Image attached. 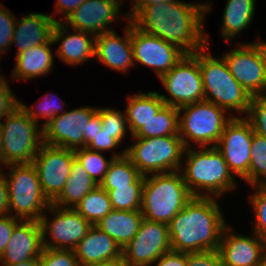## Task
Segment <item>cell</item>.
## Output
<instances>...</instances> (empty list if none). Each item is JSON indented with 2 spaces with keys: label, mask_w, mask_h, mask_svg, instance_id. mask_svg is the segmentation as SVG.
I'll return each instance as SVG.
<instances>
[{
  "label": "cell",
  "mask_w": 266,
  "mask_h": 266,
  "mask_svg": "<svg viewBox=\"0 0 266 266\" xmlns=\"http://www.w3.org/2000/svg\"><path fill=\"white\" fill-rule=\"evenodd\" d=\"M20 219L15 218L13 215L6 214L0 217V256L4 252L15 225Z\"/></svg>",
  "instance_id": "cell-44"
},
{
  "label": "cell",
  "mask_w": 266,
  "mask_h": 266,
  "mask_svg": "<svg viewBox=\"0 0 266 266\" xmlns=\"http://www.w3.org/2000/svg\"><path fill=\"white\" fill-rule=\"evenodd\" d=\"M68 27L63 22H56L52 30L53 43L60 42L54 56L58 57L61 62L67 65H81L82 63L95 57V38L94 34L74 30L70 34ZM69 33V34H68Z\"/></svg>",
  "instance_id": "cell-22"
},
{
  "label": "cell",
  "mask_w": 266,
  "mask_h": 266,
  "mask_svg": "<svg viewBox=\"0 0 266 266\" xmlns=\"http://www.w3.org/2000/svg\"><path fill=\"white\" fill-rule=\"evenodd\" d=\"M0 3V55L11 47L16 17Z\"/></svg>",
  "instance_id": "cell-41"
},
{
  "label": "cell",
  "mask_w": 266,
  "mask_h": 266,
  "mask_svg": "<svg viewBox=\"0 0 266 266\" xmlns=\"http://www.w3.org/2000/svg\"><path fill=\"white\" fill-rule=\"evenodd\" d=\"M124 37L116 32L101 33L95 38V58L101 64L118 72H127L134 67L133 46L131 43V22L125 27Z\"/></svg>",
  "instance_id": "cell-21"
},
{
  "label": "cell",
  "mask_w": 266,
  "mask_h": 266,
  "mask_svg": "<svg viewBox=\"0 0 266 266\" xmlns=\"http://www.w3.org/2000/svg\"><path fill=\"white\" fill-rule=\"evenodd\" d=\"M120 144L108 134L106 131L100 130L95 135V139L91 141L86 147L92 151L105 152L112 150Z\"/></svg>",
  "instance_id": "cell-45"
},
{
  "label": "cell",
  "mask_w": 266,
  "mask_h": 266,
  "mask_svg": "<svg viewBox=\"0 0 266 266\" xmlns=\"http://www.w3.org/2000/svg\"><path fill=\"white\" fill-rule=\"evenodd\" d=\"M91 225H96L111 210V202L106 190L97 185L74 207Z\"/></svg>",
  "instance_id": "cell-32"
},
{
  "label": "cell",
  "mask_w": 266,
  "mask_h": 266,
  "mask_svg": "<svg viewBox=\"0 0 266 266\" xmlns=\"http://www.w3.org/2000/svg\"><path fill=\"white\" fill-rule=\"evenodd\" d=\"M259 266H266V258L260 263Z\"/></svg>",
  "instance_id": "cell-55"
},
{
  "label": "cell",
  "mask_w": 266,
  "mask_h": 266,
  "mask_svg": "<svg viewBox=\"0 0 266 266\" xmlns=\"http://www.w3.org/2000/svg\"><path fill=\"white\" fill-rule=\"evenodd\" d=\"M1 150H2V131H1V125H0V160H1Z\"/></svg>",
  "instance_id": "cell-54"
},
{
  "label": "cell",
  "mask_w": 266,
  "mask_h": 266,
  "mask_svg": "<svg viewBox=\"0 0 266 266\" xmlns=\"http://www.w3.org/2000/svg\"><path fill=\"white\" fill-rule=\"evenodd\" d=\"M248 183L266 184V138L253 131Z\"/></svg>",
  "instance_id": "cell-35"
},
{
  "label": "cell",
  "mask_w": 266,
  "mask_h": 266,
  "mask_svg": "<svg viewBox=\"0 0 266 266\" xmlns=\"http://www.w3.org/2000/svg\"><path fill=\"white\" fill-rule=\"evenodd\" d=\"M179 137L185 148L190 140L200 147H215L227 123L233 118L226 110L208 101H199L178 108ZM184 114L181 115V113Z\"/></svg>",
  "instance_id": "cell-8"
},
{
  "label": "cell",
  "mask_w": 266,
  "mask_h": 266,
  "mask_svg": "<svg viewBox=\"0 0 266 266\" xmlns=\"http://www.w3.org/2000/svg\"><path fill=\"white\" fill-rule=\"evenodd\" d=\"M231 75L251 96L266 94V64L255 42L239 44L222 56Z\"/></svg>",
  "instance_id": "cell-12"
},
{
  "label": "cell",
  "mask_w": 266,
  "mask_h": 266,
  "mask_svg": "<svg viewBox=\"0 0 266 266\" xmlns=\"http://www.w3.org/2000/svg\"><path fill=\"white\" fill-rule=\"evenodd\" d=\"M177 0H132V7L130 12L124 17L127 18L128 21H131L144 7L159 4V3H168Z\"/></svg>",
  "instance_id": "cell-47"
},
{
  "label": "cell",
  "mask_w": 266,
  "mask_h": 266,
  "mask_svg": "<svg viewBox=\"0 0 266 266\" xmlns=\"http://www.w3.org/2000/svg\"><path fill=\"white\" fill-rule=\"evenodd\" d=\"M4 173L8 185L9 214L20 220L40 221L51 202L43 194L35 166L10 164Z\"/></svg>",
  "instance_id": "cell-6"
},
{
  "label": "cell",
  "mask_w": 266,
  "mask_h": 266,
  "mask_svg": "<svg viewBox=\"0 0 266 266\" xmlns=\"http://www.w3.org/2000/svg\"><path fill=\"white\" fill-rule=\"evenodd\" d=\"M144 180L145 176L124 155L113 159L99 185L104 190H114L116 187L129 186L131 183H144Z\"/></svg>",
  "instance_id": "cell-31"
},
{
  "label": "cell",
  "mask_w": 266,
  "mask_h": 266,
  "mask_svg": "<svg viewBox=\"0 0 266 266\" xmlns=\"http://www.w3.org/2000/svg\"><path fill=\"white\" fill-rule=\"evenodd\" d=\"M16 19L11 45L16 43L17 53L25 51L28 48L48 43L52 39V30L56 22L61 20L55 19L51 15L43 13H29Z\"/></svg>",
  "instance_id": "cell-23"
},
{
  "label": "cell",
  "mask_w": 266,
  "mask_h": 266,
  "mask_svg": "<svg viewBox=\"0 0 266 266\" xmlns=\"http://www.w3.org/2000/svg\"><path fill=\"white\" fill-rule=\"evenodd\" d=\"M247 114L253 131L266 138V96L252 97Z\"/></svg>",
  "instance_id": "cell-39"
},
{
  "label": "cell",
  "mask_w": 266,
  "mask_h": 266,
  "mask_svg": "<svg viewBox=\"0 0 266 266\" xmlns=\"http://www.w3.org/2000/svg\"><path fill=\"white\" fill-rule=\"evenodd\" d=\"M10 266H41V262L39 258H35V259H31L26 262H22V263L10 265Z\"/></svg>",
  "instance_id": "cell-52"
},
{
  "label": "cell",
  "mask_w": 266,
  "mask_h": 266,
  "mask_svg": "<svg viewBox=\"0 0 266 266\" xmlns=\"http://www.w3.org/2000/svg\"><path fill=\"white\" fill-rule=\"evenodd\" d=\"M122 4L123 0H86L62 22L68 28L97 36L113 31L109 26L119 17Z\"/></svg>",
  "instance_id": "cell-18"
},
{
  "label": "cell",
  "mask_w": 266,
  "mask_h": 266,
  "mask_svg": "<svg viewBox=\"0 0 266 266\" xmlns=\"http://www.w3.org/2000/svg\"><path fill=\"white\" fill-rule=\"evenodd\" d=\"M43 250V234L40 221L20 220L0 256L2 266H10L39 258Z\"/></svg>",
  "instance_id": "cell-20"
},
{
  "label": "cell",
  "mask_w": 266,
  "mask_h": 266,
  "mask_svg": "<svg viewBox=\"0 0 266 266\" xmlns=\"http://www.w3.org/2000/svg\"><path fill=\"white\" fill-rule=\"evenodd\" d=\"M97 111L100 113L102 131H106L110 137L121 144L128 126L125 110L121 112L113 108L99 107Z\"/></svg>",
  "instance_id": "cell-36"
},
{
  "label": "cell",
  "mask_w": 266,
  "mask_h": 266,
  "mask_svg": "<svg viewBox=\"0 0 266 266\" xmlns=\"http://www.w3.org/2000/svg\"><path fill=\"white\" fill-rule=\"evenodd\" d=\"M258 47L260 48L261 52H262V55H263V58H264V61H265V64H266V42H262V41H256L255 42Z\"/></svg>",
  "instance_id": "cell-53"
},
{
  "label": "cell",
  "mask_w": 266,
  "mask_h": 266,
  "mask_svg": "<svg viewBox=\"0 0 266 266\" xmlns=\"http://www.w3.org/2000/svg\"><path fill=\"white\" fill-rule=\"evenodd\" d=\"M86 266H127L123 258H118L112 261H107V262H102L98 264H91V265H86Z\"/></svg>",
  "instance_id": "cell-51"
},
{
  "label": "cell",
  "mask_w": 266,
  "mask_h": 266,
  "mask_svg": "<svg viewBox=\"0 0 266 266\" xmlns=\"http://www.w3.org/2000/svg\"><path fill=\"white\" fill-rule=\"evenodd\" d=\"M210 10L208 3L177 0L146 6L130 22L141 31L176 46L184 54H194L208 46L203 20Z\"/></svg>",
  "instance_id": "cell-1"
},
{
  "label": "cell",
  "mask_w": 266,
  "mask_h": 266,
  "mask_svg": "<svg viewBox=\"0 0 266 266\" xmlns=\"http://www.w3.org/2000/svg\"><path fill=\"white\" fill-rule=\"evenodd\" d=\"M74 154L75 158L87 171L94 182L99 185L104 179L113 159L124 156L125 150H123L122 153L113 154L109 160L105 159L102 152L92 151L87 147L75 149Z\"/></svg>",
  "instance_id": "cell-33"
},
{
  "label": "cell",
  "mask_w": 266,
  "mask_h": 266,
  "mask_svg": "<svg viewBox=\"0 0 266 266\" xmlns=\"http://www.w3.org/2000/svg\"><path fill=\"white\" fill-rule=\"evenodd\" d=\"M139 93L128 96L125 109L127 125L132 136L165 105L158 92Z\"/></svg>",
  "instance_id": "cell-28"
},
{
  "label": "cell",
  "mask_w": 266,
  "mask_h": 266,
  "mask_svg": "<svg viewBox=\"0 0 266 266\" xmlns=\"http://www.w3.org/2000/svg\"><path fill=\"white\" fill-rule=\"evenodd\" d=\"M184 155L186 164L180 172L193 196L217 198L236 188L234 177L216 147L185 148Z\"/></svg>",
  "instance_id": "cell-3"
},
{
  "label": "cell",
  "mask_w": 266,
  "mask_h": 266,
  "mask_svg": "<svg viewBox=\"0 0 266 266\" xmlns=\"http://www.w3.org/2000/svg\"><path fill=\"white\" fill-rule=\"evenodd\" d=\"M252 139L253 128L250 121L244 116L242 118L233 115L215 146L222 154L230 172L247 183Z\"/></svg>",
  "instance_id": "cell-14"
},
{
  "label": "cell",
  "mask_w": 266,
  "mask_h": 266,
  "mask_svg": "<svg viewBox=\"0 0 266 266\" xmlns=\"http://www.w3.org/2000/svg\"><path fill=\"white\" fill-rule=\"evenodd\" d=\"M5 119V122H0L2 131L0 168L2 165L33 163L43 144V130L39 128L41 125L26 115L19 106Z\"/></svg>",
  "instance_id": "cell-7"
},
{
  "label": "cell",
  "mask_w": 266,
  "mask_h": 266,
  "mask_svg": "<svg viewBox=\"0 0 266 266\" xmlns=\"http://www.w3.org/2000/svg\"><path fill=\"white\" fill-rule=\"evenodd\" d=\"M80 266L112 261L122 257V249L101 229L92 225L74 249Z\"/></svg>",
  "instance_id": "cell-24"
},
{
  "label": "cell",
  "mask_w": 266,
  "mask_h": 266,
  "mask_svg": "<svg viewBox=\"0 0 266 266\" xmlns=\"http://www.w3.org/2000/svg\"><path fill=\"white\" fill-rule=\"evenodd\" d=\"M19 106V99L13 95L7 80H0V122Z\"/></svg>",
  "instance_id": "cell-43"
},
{
  "label": "cell",
  "mask_w": 266,
  "mask_h": 266,
  "mask_svg": "<svg viewBox=\"0 0 266 266\" xmlns=\"http://www.w3.org/2000/svg\"><path fill=\"white\" fill-rule=\"evenodd\" d=\"M253 236L232 233L228 225L223 229L219 253L223 266H259L266 258V241L255 232Z\"/></svg>",
  "instance_id": "cell-19"
},
{
  "label": "cell",
  "mask_w": 266,
  "mask_h": 266,
  "mask_svg": "<svg viewBox=\"0 0 266 266\" xmlns=\"http://www.w3.org/2000/svg\"><path fill=\"white\" fill-rule=\"evenodd\" d=\"M187 266H223L218 250L187 253Z\"/></svg>",
  "instance_id": "cell-42"
},
{
  "label": "cell",
  "mask_w": 266,
  "mask_h": 266,
  "mask_svg": "<svg viewBox=\"0 0 266 266\" xmlns=\"http://www.w3.org/2000/svg\"><path fill=\"white\" fill-rule=\"evenodd\" d=\"M47 210L54 217L49 220L45 212L40 220L43 248L74 250L92 225L74 208H62L51 204ZM47 234L50 235L49 241Z\"/></svg>",
  "instance_id": "cell-11"
},
{
  "label": "cell",
  "mask_w": 266,
  "mask_h": 266,
  "mask_svg": "<svg viewBox=\"0 0 266 266\" xmlns=\"http://www.w3.org/2000/svg\"><path fill=\"white\" fill-rule=\"evenodd\" d=\"M144 183H131L129 186L106 190L113 210H141L142 189Z\"/></svg>",
  "instance_id": "cell-34"
},
{
  "label": "cell",
  "mask_w": 266,
  "mask_h": 266,
  "mask_svg": "<svg viewBox=\"0 0 266 266\" xmlns=\"http://www.w3.org/2000/svg\"><path fill=\"white\" fill-rule=\"evenodd\" d=\"M171 98L160 94L166 105L180 108L204 100V88L198 51L185 54L176 65L159 78Z\"/></svg>",
  "instance_id": "cell-10"
},
{
  "label": "cell",
  "mask_w": 266,
  "mask_h": 266,
  "mask_svg": "<svg viewBox=\"0 0 266 266\" xmlns=\"http://www.w3.org/2000/svg\"><path fill=\"white\" fill-rule=\"evenodd\" d=\"M254 189L249 198L255 215L253 232L266 241V184L254 185Z\"/></svg>",
  "instance_id": "cell-38"
},
{
  "label": "cell",
  "mask_w": 266,
  "mask_h": 266,
  "mask_svg": "<svg viewBox=\"0 0 266 266\" xmlns=\"http://www.w3.org/2000/svg\"><path fill=\"white\" fill-rule=\"evenodd\" d=\"M254 11L255 0H228L222 16L221 37L230 41L248 28Z\"/></svg>",
  "instance_id": "cell-29"
},
{
  "label": "cell",
  "mask_w": 266,
  "mask_h": 266,
  "mask_svg": "<svg viewBox=\"0 0 266 266\" xmlns=\"http://www.w3.org/2000/svg\"><path fill=\"white\" fill-rule=\"evenodd\" d=\"M178 108L164 105L158 113L147 121L132 137L150 138L179 136Z\"/></svg>",
  "instance_id": "cell-30"
},
{
  "label": "cell",
  "mask_w": 266,
  "mask_h": 266,
  "mask_svg": "<svg viewBox=\"0 0 266 266\" xmlns=\"http://www.w3.org/2000/svg\"><path fill=\"white\" fill-rule=\"evenodd\" d=\"M102 129L100 113L96 111L90 119L88 128V144L95 139L97 132Z\"/></svg>",
  "instance_id": "cell-50"
},
{
  "label": "cell",
  "mask_w": 266,
  "mask_h": 266,
  "mask_svg": "<svg viewBox=\"0 0 266 266\" xmlns=\"http://www.w3.org/2000/svg\"><path fill=\"white\" fill-rule=\"evenodd\" d=\"M132 138L137 142L125 149V155L142 175L182 168L185 146L179 136Z\"/></svg>",
  "instance_id": "cell-9"
},
{
  "label": "cell",
  "mask_w": 266,
  "mask_h": 266,
  "mask_svg": "<svg viewBox=\"0 0 266 266\" xmlns=\"http://www.w3.org/2000/svg\"><path fill=\"white\" fill-rule=\"evenodd\" d=\"M208 51L209 45L198 50L204 100L226 111L234 110L247 115L252 97L231 75L224 58H215Z\"/></svg>",
  "instance_id": "cell-5"
},
{
  "label": "cell",
  "mask_w": 266,
  "mask_h": 266,
  "mask_svg": "<svg viewBox=\"0 0 266 266\" xmlns=\"http://www.w3.org/2000/svg\"><path fill=\"white\" fill-rule=\"evenodd\" d=\"M144 219L141 210H111L95 226L111 237L123 249L136 235Z\"/></svg>",
  "instance_id": "cell-26"
},
{
  "label": "cell",
  "mask_w": 266,
  "mask_h": 266,
  "mask_svg": "<svg viewBox=\"0 0 266 266\" xmlns=\"http://www.w3.org/2000/svg\"><path fill=\"white\" fill-rule=\"evenodd\" d=\"M75 159L74 150L42 144L34 158L41 189L52 202L63 190Z\"/></svg>",
  "instance_id": "cell-16"
},
{
  "label": "cell",
  "mask_w": 266,
  "mask_h": 266,
  "mask_svg": "<svg viewBox=\"0 0 266 266\" xmlns=\"http://www.w3.org/2000/svg\"><path fill=\"white\" fill-rule=\"evenodd\" d=\"M55 97V96H54ZM52 94H48L45 96L41 102H39L41 105L37 106V108L30 109L28 106H25L22 102L19 101V107L22 109V111L28 115L33 121H35L38 124L39 119H45L46 121L43 122L41 128H43L45 125H47L53 118H55L57 115H60V110L63 109V105H61V102L58 103V101H55ZM54 98V99H53ZM58 100V99H57ZM39 108V109H38ZM40 116V117H39Z\"/></svg>",
  "instance_id": "cell-37"
},
{
  "label": "cell",
  "mask_w": 266,
  "mask_h": 266,
  "mask_svg": "<svg viewBox=\"0 0 266 266\" xmlns=\"http://www.w3.org/2000/svg\"><path fill=\"white\" fill-rule=\"evenodd\" d=\"M3 171L0 168V217L9 214L8 185Z\"/></svg>",
  "instance_id": "cell-48"
},
{
  "label": "cell",
  "mask_w": 266,
  "mask_h": 266,
  "mask_svg": "<svg viewBox=\"0 0 266 266\" xmlns=\"http://www.w3.org/2000/svg\"><path fill=\"white\" fill-rule=\"evenodd\" d=\"M98 184L90 177L87 171L75 158L72 162L71 172L61 193L51 204L62 208H74L81 199Z\"/></svg>",
  "instance_id": "cell-27"
},
{
  "label": "cell",
  "mask_w": 266,
  "mask_h": 266,
  "mask_svg": "<svg viewBox=\"0 0 266 266\" xmlns=\"http://www.w3.org/2000/svg\"><path fill=\"white\" fill-rule=\"evenodd\" d=\"M154 264V266H187V253L171 250L161 255Z\"/></svg>",
  "instance_id": "cell-46"
},
{
  "label": "cell",
  "mask_w": 266,
  "mask_h": 266,
  "mask_svg": "<svg viewBox=\"0 0 266 266\" xmlns=\"http://www.w3.org/2000/svg\"><path fill=\"white\" fill-rule=\"evenodd\" d=\"M48 43L28 48L16 56L15 67L11 73L13 79L31 80L48 74L53 68L54 58Z\"/></svg>",
  "instance_id": "cell-25"
},
{
  "label": "cell",
  "mask_w": 266,
  "mask_h": 266,
  "mask_svg": "<svg viewBox=\"0 0 266 266\" xmlns=\"http://www.w3.org/2000/svg\"><path fill=\"white\" fill-rule=\"evenodd\" d=\"M97 110L87 106L63 111L42 128L43 143L71 150L86 147L89 122Z\"/></svg>",
  "instance_id": "cell-13"
},
{
  "label": "cell",
  "mask_w": 266,
  "mask_h": 266,
  "mask_svg": "<svg viewBox=\"0 0 266 266\" xmlns=\"http://www.w3.org/2000/svg\"><path fill=\"white\" fill-rule=\"evenodd\" d=\"M0 58H1V55H0ZM4 77L2 75H0V80L3 79Z\"/></svg>",
  "instance_id": "cell-56"
},
{
  "label": "cell",
  "mask_w": 266,
  "mask_h": 266,
  "mask_svg": "<svg viewBox=\"0 0 266 266\" xmlns=\"http://www.w3.org/2000/svg\"><path fill=\"white\" fill-rule=\"evenodd\" d=\"M41 266H80L74 250L43 248Z\"/></svg>",
  "instance_id": "cell-40"
},
{
  "label": "cell",
  "mask_w": 266,
  "mask_h": 266,
  "mask_svg": "<svg viewBox=\"0 0 266 266\" xmlns=\"http://www.w3.org/2000/svg\"><path fill=\"white\" fill-rule=\"evenodd\" d=\"M85 1L86 0H56L55 12L57 14L62 13L64 20Z\"/></svg>",
  "instance_id": "cell-49"
},
{
  "label": "cell",
  "mask_w": 266,
  "mask_h": 266,
  "mask_svg": "<svg viewBox=\"0 0 266 266\" xmlns=\"http://www.w3.org/2000/svg\"><path fill=\"white\" fill-rule=\"evenodd\" d=\"M193 197L180 170L146 175L141 213L144 219L168 224Z\"/></svg>",
  "instance_id": "cell-4"
},
{
  "label": "cell",
  "mask_w": 266,
  "mask_h": 266,
  "mask_svg": "<svg viewBox=\"0 0 266 266\" xmlns=\"http://www.w3.org/2000/svg\"><path fill=\"white\" fill-rule=\"evenodd\" d=\"M171 250L168 225L143 219L136 235L122 249V258L127 266H150Z\"/></svg>",
  "instance_id": "cell-15"
},
{
  "label": "cell",
  "mask_w": 266,
  "mask_h": 266,
  "mask_svg": "<svg viewBox=\"0 0 266 266\" xmlns=\"http://www.w3.org/2000/svg\"><path fill=\"white\" fill-rule=\"evenodd\" d=\"M215 197L194 196L167 224L171 249L176 252L218 250L227 226Z\"/></svg>",
  "instance_id": "cell-2"
},
{
  "label": "cell",
  "mask_w": 266,
  "mask_h": 266,
  "mask_svg": "<svg viewBox=\"0 0 266 266\" xmlns=\"http://www.w3.org/2000/svg\"><path fill=\"white\" fill-rule=\"evenodd\" d=\"M134 62L155 70L158 78L169 72L185 55L160 37L141 31L131 23Z\"/></svg>",
  "instance_id": "cell-17"
}]
</instances>
